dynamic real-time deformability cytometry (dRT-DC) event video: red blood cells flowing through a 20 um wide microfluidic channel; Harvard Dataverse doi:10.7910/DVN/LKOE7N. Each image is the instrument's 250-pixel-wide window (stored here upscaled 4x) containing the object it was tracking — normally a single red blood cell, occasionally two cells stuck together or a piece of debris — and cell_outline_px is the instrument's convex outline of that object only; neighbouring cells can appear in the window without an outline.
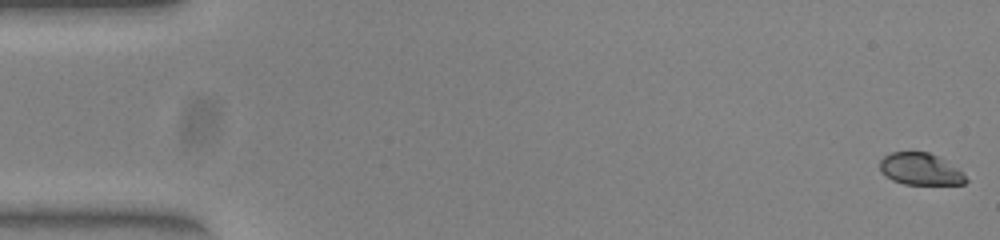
{"species": "common noctule bat (a hibernating species)", "species_latin": "Nyctalus noctula", "temperature_condition": "warm", "stored_images_in_passage": 53, "camera_frame_rate_fps": 3000, "um_per_image_px": 0.085, "animal": {"sex": "female", "body_mass_g": 23.0, "forearm_length_mm": 53.4}, "frame": {"image": 1, "passage_image": 1, "time_ms": 0.0, "image_size_px": [1000, 240], "cell_outline_px": [[968, 180], [964, 184], [904, 184], [892, 180], [884, 176], [880, 172], [880, 160], [884, 156], [892, 152], [928, 152], [944, 160], [964, 172]], "centroid_in_image_um": [78.22, 14.38], "position_along_channel_um": 6.8, "area_um2": 16.01}}
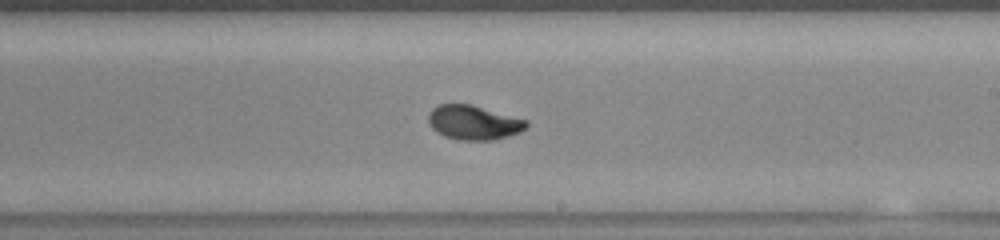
{"frame": {"image": 2, "passage_image": 31, "time_ms": 10.0, "image_size_px": [1000, 240], "cell_outline_px": [[528, 124], [520, 132], [492, 140], [460, 140], [444, 136], [436, 132], [432, 128], [428, 120], [428, 116], [432, 108], [440, 104], [472, 104], [528, 120]], "centroid_in_image_um": [40.24, 10.41], "position_along_channel_um": 248.8, "area_um2": 19.59}}
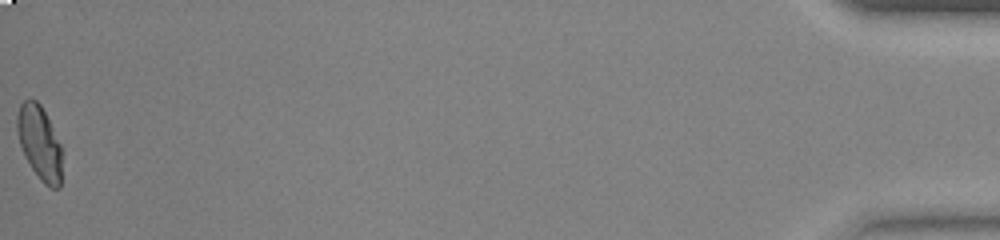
{"frame": {"image": 3, "passage_image": 53, "time_ms": 17.333, "image_size_px": [1000, 240], "cell_outline_px": [[60, 188], [52, 188], [44, 184], [40, 180], [32, 168], [20, 144], [16, 128], [16, 116], [20, 104], [24, 100], [36, 100], [40, 104], [60, 144]], "centroid_in_image_um": [3.33, 12.12], "position_along_channel_um": 431.9, "area_um2": 18.73}, "authors_computed_cell_mechanics": {"area_um2": 19.3052, "velocity_mm_per_s": 3.9208, "shape_relaxation_time_tau1_ms": 3.0783, "shape_relaxation_time_tau2_ms": null, "deformation_change_tau1": 0.1512, "deformation_change_tau2": null}}